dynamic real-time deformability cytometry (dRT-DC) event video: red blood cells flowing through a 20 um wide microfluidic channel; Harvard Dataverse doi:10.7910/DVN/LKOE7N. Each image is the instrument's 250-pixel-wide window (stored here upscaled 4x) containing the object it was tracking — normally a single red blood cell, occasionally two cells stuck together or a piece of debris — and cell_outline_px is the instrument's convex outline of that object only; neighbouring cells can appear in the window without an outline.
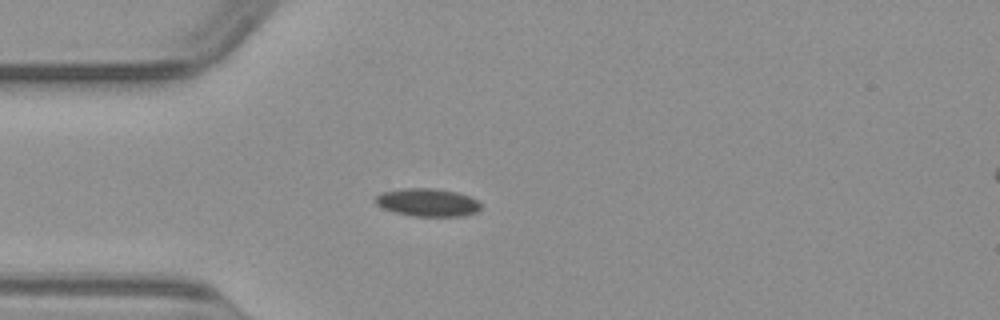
{"species": "common noctule bat (a hibernating species)", "species_latin": "Nyctalus noctula", "temperature_condition": "warm", "stored_images_in_passage": 45, "camera_frame_rate_fps": 3000, "um_per_image_px": 0.085, "animal": {"sex": "male", "body_mass_g": 23.1, "forearm_length_mm": 52.7}, "frame": {"image": 1, "passage_image": 8, "time_ms": 2.333, "image_size_px": [1000, 320], "cell_outline_px": [[480, 208], [476, 212], [464, 216], [416, 216], [396, 212], [384, 208], [376, 204], [376, 196], [384, 192], [404, 188], [432, 188], [456, 192], [468, 196], [476, 200], [480, 204]], "centroid_in_image_um": [36.36, 17.2], "position_along_channel_um": 48.6, "area_um2": 16.82}}
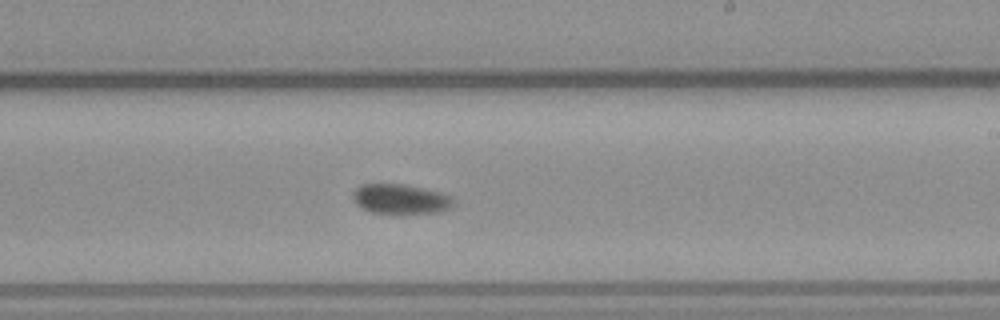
{"frame": {"image": 2, "passage_image": 24, "time_ms": 7.667, "image_size_px": [1000, 320], "cell_outline_px": [[452, 204], [448, 208], [440, 212], [372, 212], [356, 204], [352, 200], [352, 192], [360, 184], [400, 184], [420, 188], [436, 192], [448, 196], [452, 200]], "centroid_in_image_um": [33.94, 16.9], "position_along_channel_um": 255.1, "area_um2": 16.7}}
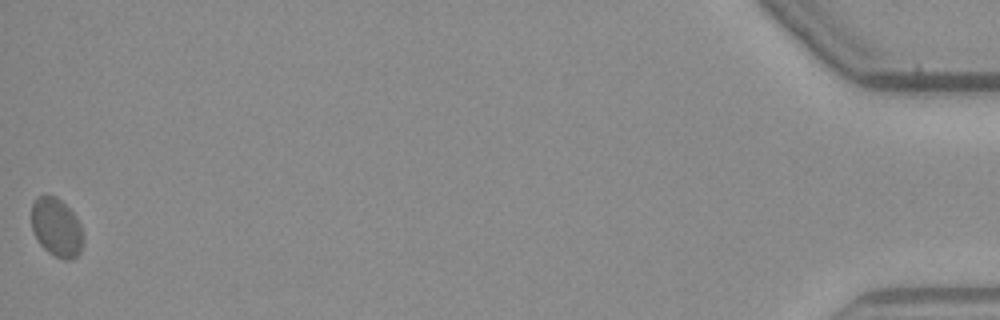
{"frame": {"image": 3, "passage_image": 45, "time_ms": 14.667, "image_size_px": [1000, 320], "cell_outline_px": [[84, 244], [80, 252], [72, 260], [64, 260], [48, 252], [40, 244], [32, 232], [32, 204], [36, 196], [44, 192], [56, 196], [72, 212], [80, 224], [84, 236]], "centroid_in_image_um": [4.8, 19.31], "position_along_channel_um": 430.4, "area_um2": 18.03}}